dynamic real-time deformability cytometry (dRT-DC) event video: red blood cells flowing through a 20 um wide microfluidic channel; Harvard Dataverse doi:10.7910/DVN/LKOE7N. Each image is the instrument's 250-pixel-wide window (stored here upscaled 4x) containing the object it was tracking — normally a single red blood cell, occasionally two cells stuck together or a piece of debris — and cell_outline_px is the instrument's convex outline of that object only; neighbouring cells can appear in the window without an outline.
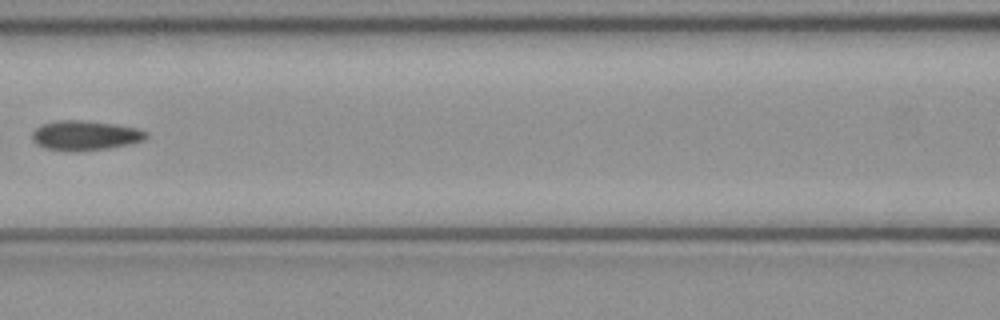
{"species": "common noctule bat (a hibernating species)", "species_latin": "Nyctalus noctula", "temperature_condition": "cold", "stored_images_in_passage": 5, "camera_frame_rate_fps": 3000, "um_per_image_px": 0.085, "animal": {"sex": "female", "body_mass_g": 21.9}, "frame": {"image": 1, "passage_image": 5, "time_ms": 1.333, "image_size_px": [1000, 320], "cell_outline_px": [[148, 136], [144, 140], [128, 144], [108, 148], [76, 152], [44, 148], [36, 144], [32, 140], [32, 132], [40, 124], [56, 120], [84, 120], [116, 124], [136, 128], [148, 132]], "centroid_in_image_um": [7.21, 11.51], "position_along_channel_um": 159.4, "area_um2": 19.94}}